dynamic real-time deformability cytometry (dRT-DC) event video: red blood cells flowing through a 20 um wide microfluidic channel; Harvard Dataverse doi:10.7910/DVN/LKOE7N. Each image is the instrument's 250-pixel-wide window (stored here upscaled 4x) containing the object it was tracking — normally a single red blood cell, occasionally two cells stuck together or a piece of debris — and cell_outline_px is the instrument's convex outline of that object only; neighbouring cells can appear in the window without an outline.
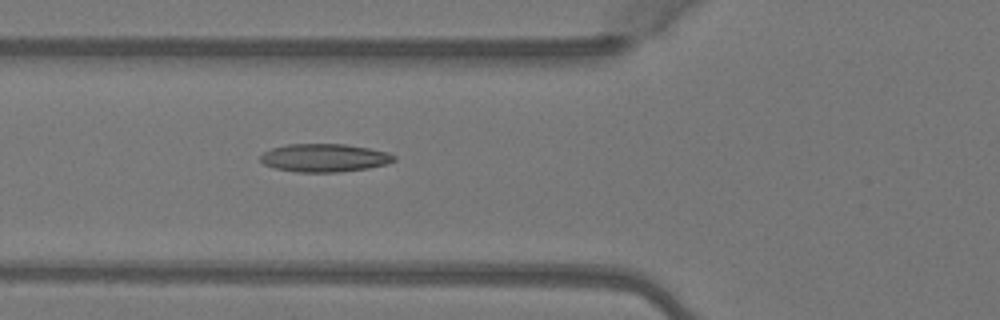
{"species": "Egyptian fruit bat (a non-hibernating species)", "species_latin": "Rousettus aegyptiacus", "temperature_condition": "warm", "stored_images_in_passage": 3, "camera_frame_rate_fps": 3000, "um_per_image_px": 0.085, "animal": {"sex": "female"}, "frame": {"image": 1, "passage_image": 3, "time_ms": 0.667, "image_size_px": [1000, 320], "cell_outline_px": [[396, 160], [384, 164], [368, 168], [340, 172], [296, 172], [276, 168], [264, 164], [260, 160], [260, 156], [264, 152], [272, 148], [288, 144], [344, 144], [368, 148], [388, 152], [396, 156]], "centroid_in_image_um": [27.57, 13.41], "position_along_channel_um": 98.2, "area_um2": 21.79}}